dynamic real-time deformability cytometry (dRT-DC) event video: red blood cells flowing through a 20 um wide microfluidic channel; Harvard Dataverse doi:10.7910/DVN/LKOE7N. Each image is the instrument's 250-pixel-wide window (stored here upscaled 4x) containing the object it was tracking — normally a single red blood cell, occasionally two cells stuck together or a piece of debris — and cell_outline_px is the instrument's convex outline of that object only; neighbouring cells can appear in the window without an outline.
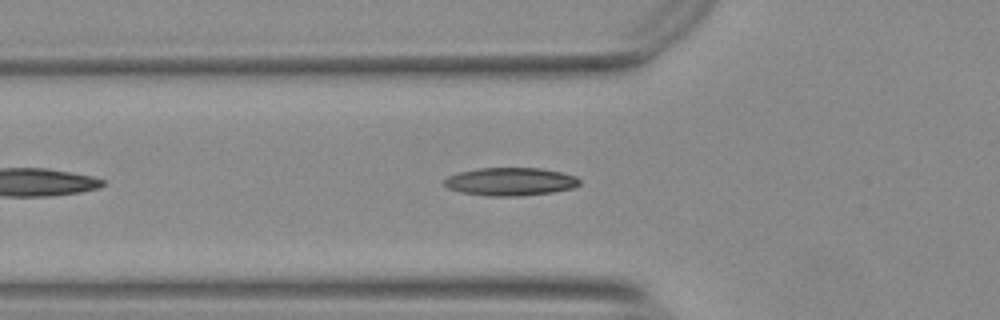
{"species": "Egyptian fruit bat (a non-hibernating species)", "species_latin": "Rousettus aegyptiacus", "temperature_condition": "warm", "stored_images_in_passage": 36, "camera_frame_rate_fps": 3000, "um_per_image_px": 0.085, "animal": {"sex": "female"}, "frame": {"image": 1, "passage_image": 7, "time_ms": 2.0, "image_size_px": [1000, 320], "cell_outline_px": [[580, 184], [572, 188], [552, 192], [520, 196], [488, 196], [460, 192], [448, 188], [444, 184], [444, 180], [448, 176], [460, 172], [476, 168], [540, 168], [560, 172], [576, 176], [580, 180]], "centroid_in_image_um": [43.37, 15.44], "position_along_channel_um": 82.4, "area_um2": 22.08}}
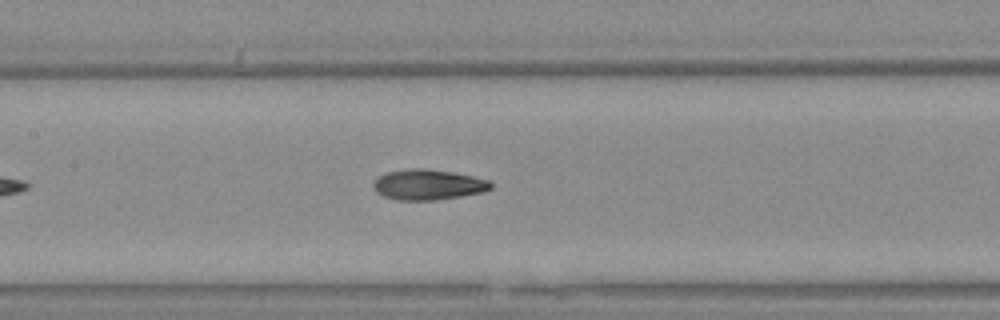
{"frame": {"image": 2, "passage_image": 14, "time_ms": 4.333, "image_size_px": [1000, 320], "cell_outline_px": [[492, 188], [480, 192], [460, 196], [436, 200], [396, 200], [384, 196], [376, 192], [372, 184], [380, 176], [388, 172], [408, 168], [424, 168], [452, 172], [472, 176], [488, 180], [492, 184]], "centroid_in_image_um": [36.37, 15.69], "position_along_channel_um": 171.0, "area_um2": 20.63}}
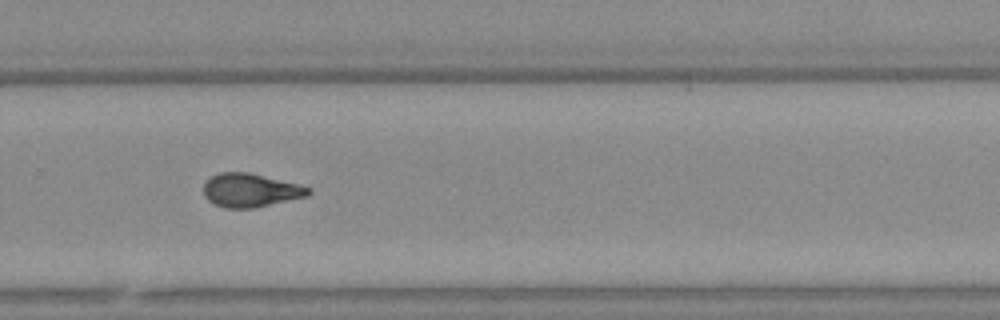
{"frame": {"image": 3, "passage_image": 25, "time_ms": 8.0, "image_size_px": [1000, 320], "cell_outline_px": [[312, 192], [308, 196], [256, 208], [224, 208], [208, 200], [204, 196], [204, 184], [212, 176], [220, 172], [248, 172], [300, 184], [312, 188]], "centroid_in_image_um": [21.33, 16.18], "position_along_channel_um": 308.5, "area_um2": 20.63}, "authors_computed_cell_mechanics": {"area_um2": 20.7502, "velocity_mm_per_s": 3.7641, "shape_relaxation_time_tau1_ms": null, "shape_relaxation_time_tau2_ms": 2.8442, "deformation_change_tau1": null, "deformation_change_tau2": 0.1039}}